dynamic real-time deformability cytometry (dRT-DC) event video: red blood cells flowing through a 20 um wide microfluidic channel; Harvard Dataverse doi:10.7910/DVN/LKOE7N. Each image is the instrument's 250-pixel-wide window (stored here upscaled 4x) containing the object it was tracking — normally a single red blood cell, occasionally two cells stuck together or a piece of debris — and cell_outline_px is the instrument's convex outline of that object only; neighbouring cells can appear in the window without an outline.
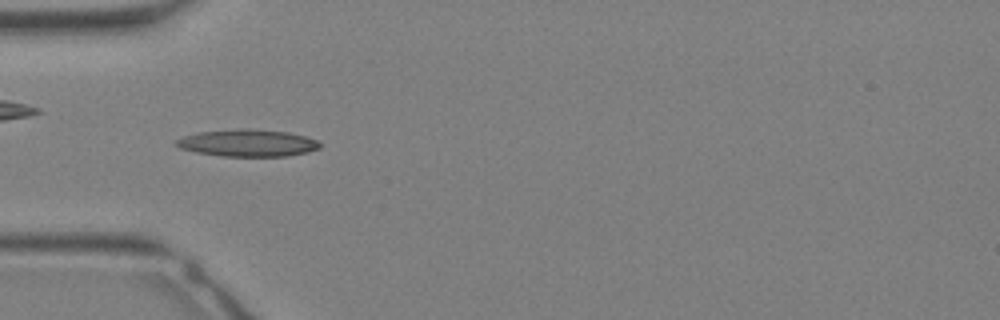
{"species": "Egyptian fruit bat (a non-hibernating species)", "species_latin": "Rousettus aegyptiacus", "temperature_condition": "warm", "stored_images_in_passage": 28, "camera_frame_rate_fps": 3000, "um_per_image_px": 0.085, "animal": {"sex": "female"}, "frame": {"image": 1, "passage_image": 6, "time_ms": 1.667, "image_size_px": [1000, 320], "cell_outline_px": [[324, 144], [320, 148], [308, 152], [288, 156], [220, 156], [196, 152], [180, 148], [172, 144], [176, 140], [184, 136], [196, 132], [236, 128], [252, 128], [288, 132], [304, 136], [316, 140]], "centroid_in_image_um": [21.04, 12.14], "position_along_channel_um": 64.0, "area_um2": 23.06}}
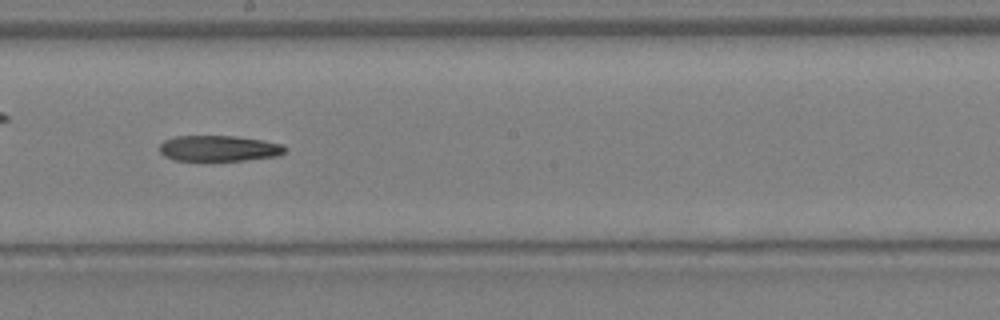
{"frame": {"image": 2, "passage_image": 14, "time_ms": 4.333, "image_size_px": [1000, 320], "cell_outline_px": [[288, 148], [280, 156], [244, 160], [204, 164], [172, 160], [164, 156], [160, 152], [160, 144], [164, 140], [176, 136], [232, 136], [264, 140], [284, 144]], "centroid_in_image_um": [18.59, 12.67], "position_along_channel_um": 229.6, "area_um2": 20.0}}
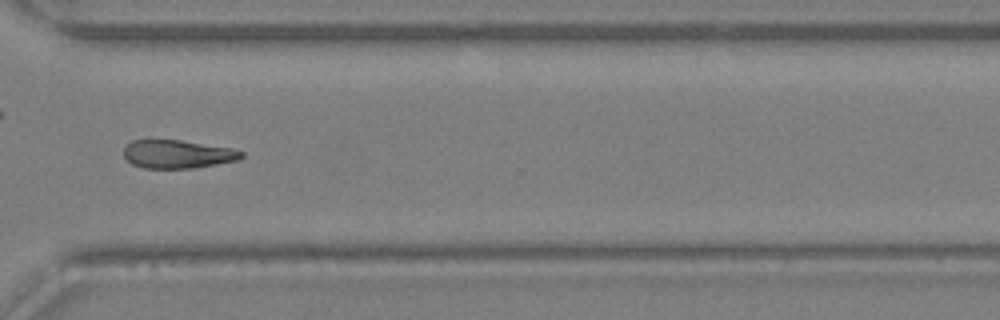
{"frame": {"image": 3, "passage_image": 20, "time_ms": 6.333, "image_size_px": [1000, 320], "cell_outline_px": [[244, 156], [240, 160], [192, 168], [144, 168], [132, 164], [124, 156], [124, 148], [132, 140], [180, 140], [232, 148], [244, 152]], "centroid_in_image_um": [15.12, 13.1], "position_along_channel_um": 355.5, "area_um2": 19.36}}